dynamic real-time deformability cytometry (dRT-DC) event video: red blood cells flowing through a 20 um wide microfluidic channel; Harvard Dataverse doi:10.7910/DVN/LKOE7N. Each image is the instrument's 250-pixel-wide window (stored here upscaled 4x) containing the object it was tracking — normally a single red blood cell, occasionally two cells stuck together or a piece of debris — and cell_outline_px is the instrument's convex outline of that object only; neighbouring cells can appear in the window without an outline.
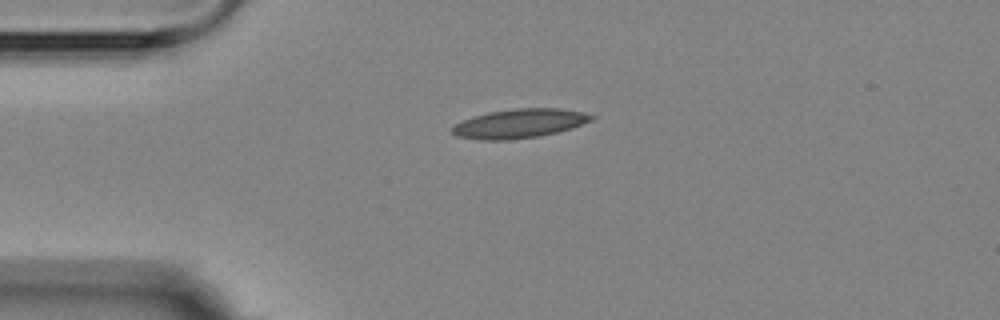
{"species": "Egyptian fruit bat (a non-hibernating species)", "species_latin": "Rousettus aegyptiacus", "temperature_condition": "room temperature", "stored_images_in_passage": 2, "camera_frame_rate_fps": 3000, "um_per_image_px": 0.085, "animal": {"sex": "female"}, "frame": {"image": 1, "passage_image": 1, "time_ms": 0.0, "image_size_px": [1000, 320], "cell_outline_px": [[596, 116], [592, 120], [572, 128], [540, 136], [508, 140], [480, 140], [456, 136], [452, 132], [452, 128], [456, 124], [464, 120], [488, 112], [512, 108], [560, 108], [584, 112]], "centroid_in_image_um": [44.18, 10.49], "position_along_channel_um": 40.8, "area_um2": 23.58}}